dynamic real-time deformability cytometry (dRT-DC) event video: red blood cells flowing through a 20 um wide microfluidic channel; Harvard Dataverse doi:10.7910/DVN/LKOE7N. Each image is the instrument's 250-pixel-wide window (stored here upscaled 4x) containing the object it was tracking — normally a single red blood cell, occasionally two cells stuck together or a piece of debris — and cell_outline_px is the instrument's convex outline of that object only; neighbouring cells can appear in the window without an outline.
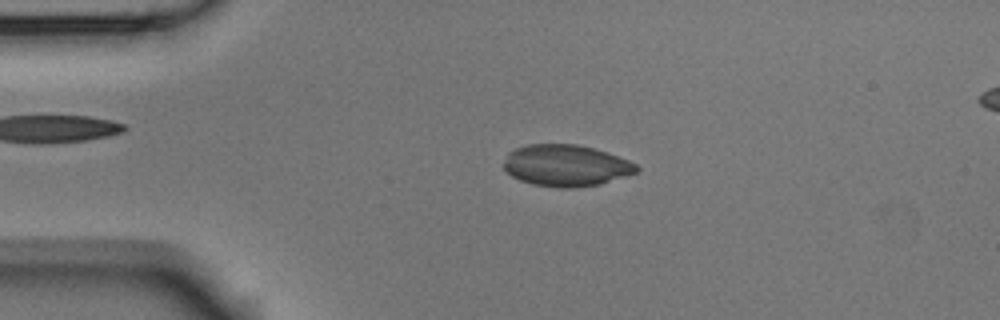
{"species": "Egyptian fruit bat (a non-hibernating species)", "species_latin": "Rousettus aegyptiacus", "temperature_condition": "room temperature", "stored_images_in_passage": 6, "segment_of_instrument_passage": [1, 2], "camera_frame_rate_fps": 3000, "um_per_image_px": 0.085, "animal": {"sex": "male"}, "frame": {"image": 1, "passage_image": 4, "time_ms": 1.0, "image_size_px": [1000, 320], "cell_outline_px": [[640, 168], [636, 172], [600, 184], [572, 188], [560, 188], [532, 184], [520, 180], [512, 176], [504, 168], [504, 160], [508, 152], [516, 148], [528, 144], [576, 144], [608, 152], [628, 160], [636, 164]], "centroid_in_image_um": [48.09, 14.06], "position_along_channel_um": 36.9, "area_um2": 32.08}}